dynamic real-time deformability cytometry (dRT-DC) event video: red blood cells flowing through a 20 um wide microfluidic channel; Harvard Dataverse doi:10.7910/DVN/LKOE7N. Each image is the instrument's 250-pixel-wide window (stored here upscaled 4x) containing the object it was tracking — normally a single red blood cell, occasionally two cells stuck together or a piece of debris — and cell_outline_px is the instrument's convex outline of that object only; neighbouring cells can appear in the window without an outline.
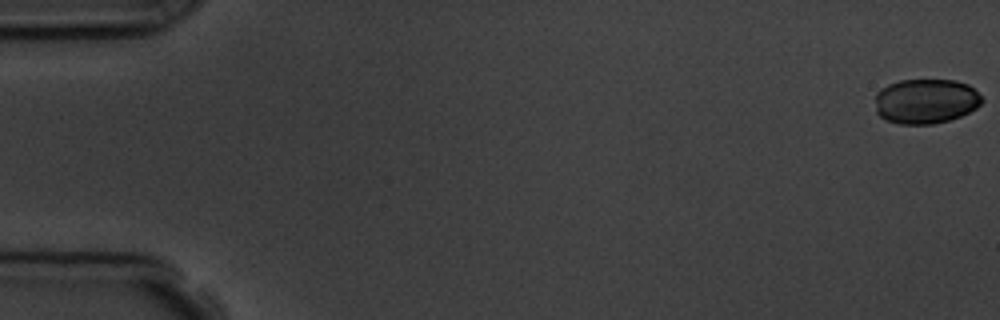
{"species": "common noctule bat (a hibernating species)", "species_latin": "Nyctalus noctula", "temperature_condition": "room temperature", "stored_images_in_passage": 6, "camera_frame_rate_fps": 3000, "um_per_image_px": 0.085, "animal": {"sex": "male", "body_mass_g": 19.5, "forearm_length_mm": 54.6}, "frame": {"image": 1, "passage_image": 1, "time_ms": 0.0, "image_size_px": [1000, 320], "cell_outline_px": [[984, 100], [976, 108], [960, 116], [948, 120], [932, 124], [900, 124], [884, 120], [876, 112], [876, 92], [880, 88], [888, 84], [900, 80], [956, 80], [968, 84]], "centroid_in_image_um": [78.66, 8.6], "position_along_channel_um": 6.3, "area_um2": 27.98}}